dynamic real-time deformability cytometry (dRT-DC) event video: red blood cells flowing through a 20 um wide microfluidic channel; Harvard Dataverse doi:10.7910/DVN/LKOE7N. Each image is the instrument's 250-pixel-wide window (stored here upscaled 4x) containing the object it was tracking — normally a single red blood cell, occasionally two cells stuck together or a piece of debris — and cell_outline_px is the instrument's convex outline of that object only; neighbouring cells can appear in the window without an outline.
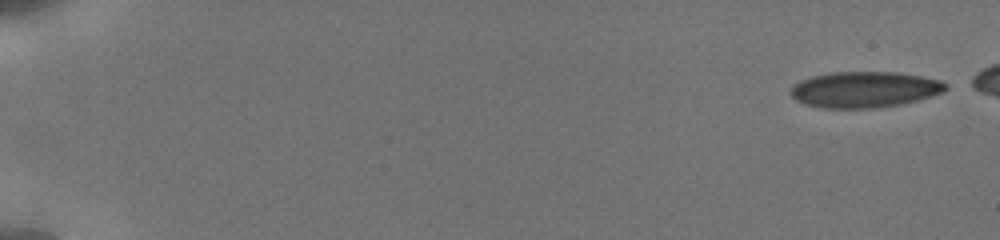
{"species": "human", "species_latin": "Homo sapiens", "temperature_condition": "cold", "stored_images_in_passage": 8, "camera_frame_rate_fps": 3000, "um_per_image_px": 0.085, "donor": {"sex": "male"}, "frame": {"image": 1, "passage_image": 1, "time_ms": 0.0, "image_size_px": [1000, 240], "cell_outline_px": [[948, 88], [944, 92], [904, 104], [876, 108], [820, 108], [804, 104], [796, 100], [788, 92], [800, 80], [812, 76], [832, 72], [896, 72], [920, 76], [940, 80], [948, 84]], "centroid_in_image_um": [73.49, 7.62], "position_along_channel_um": 11.5, "area_um2": 32.71}}
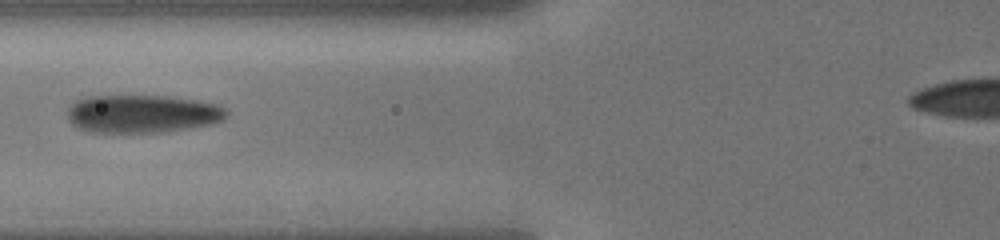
{"frame": {"image": 2, "passage_image": 7, "time_ms": 7.333, "image_size_px": [1000, 240], "cell_outline_px": [[228, 116], [224, 120], [212, 124], [168, 132], [88, 132], [76, 128], [68, 120], [68, 108], [76, 100], [88, 96], [168, 96], [196, 100], [216, 104], [228, 108]], "centroid_in_image_um": [12.12, 9.68], "position_along_channel_um": 113.7, "area_um2": 35.66}}
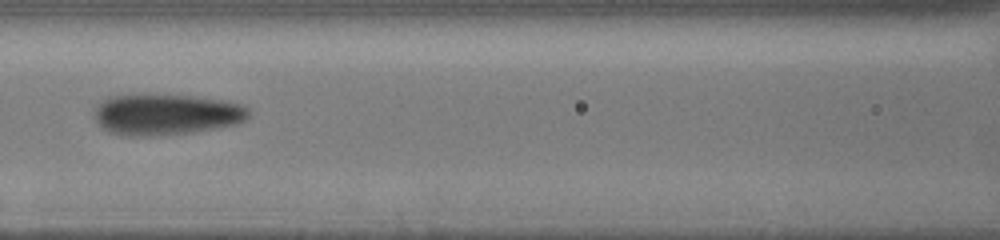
{"frame": {"image": 3, "passage_image": 8, "time_ms": 8.333, "image_size_px": [1000, 240], "cell_outline_px": [[248, 116], [244, 120], [236, 124], [216, 128], [192, 132], [152, 136], [120, 136], [108, 132], [100, 128], [96, 120], [96, 108], [108, 96], [192, 96], [228, 100], [240, 104], [248, 108]], "centroid_in_image_um": [14.13, 9.76], "position_along_channel_um": 152.5, "area_um2": 36.53}}